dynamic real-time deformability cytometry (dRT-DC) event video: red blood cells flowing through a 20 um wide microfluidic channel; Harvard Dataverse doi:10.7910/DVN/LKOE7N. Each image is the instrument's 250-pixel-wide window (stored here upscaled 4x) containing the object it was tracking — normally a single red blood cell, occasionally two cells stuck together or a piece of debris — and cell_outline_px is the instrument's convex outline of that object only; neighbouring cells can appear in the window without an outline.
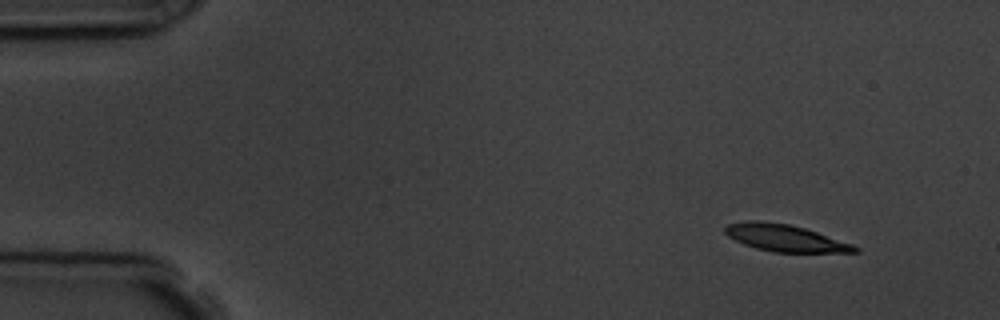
{"species": "common noctule bat (a hibernating species)", "species_latin": "Nyctalus noctula", "temperature_condition": "room temperature", "stored_images_in_passage": 3, "camera_frame_rate_fps": 3000, "um_per_image_px": 0.085, "animal": {"sex": "male", "body_mass_g": 19.5, "forearm_length_mm": 54.6}, "frame": {"image": 1, "passage_image": 1, "time_ms": 0.0, "image_size_px": [1000, 320], "cell_outline_px": [[860, 252], [772, 252], [756, 248], [744, 244], [728, 236], [724, 232], [724, 228], [728, 224], [748, 220], [756, 220], [788, 224], [804, 228], [852, 244], [860, 248]], "centroid_in_image_um": [66.71, 20.23], "position_along_channel_um": 18.3, "area_um2": 20.11}}